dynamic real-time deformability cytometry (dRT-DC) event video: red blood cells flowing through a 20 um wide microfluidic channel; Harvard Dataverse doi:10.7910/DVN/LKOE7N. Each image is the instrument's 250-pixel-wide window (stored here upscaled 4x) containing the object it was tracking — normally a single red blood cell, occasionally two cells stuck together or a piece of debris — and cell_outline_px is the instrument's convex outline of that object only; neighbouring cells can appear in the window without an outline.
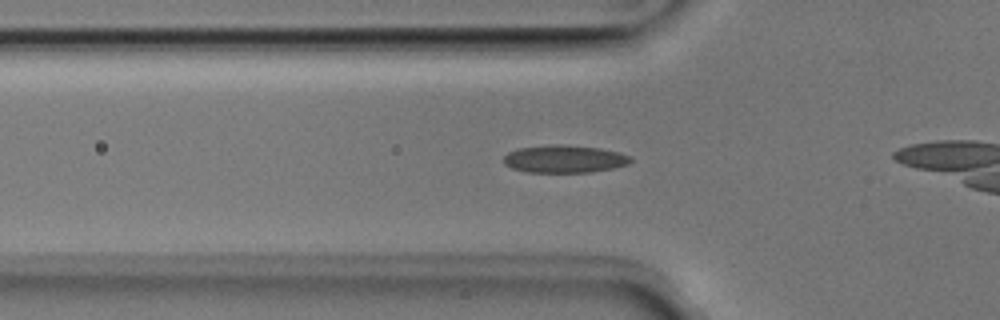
{"species": "Egyptian fruit bat (a non-hibernating species)", "species_latin": "Rousettus aegyptiacus", "temperature_condition": "room temperature", "stored_images_in_passage": 39, "camera_frame_rate_fps": 3000, "um_per_image_px": 0.085, "animal": {"sex": "male"}, "frame": {"image": 1, "passage_image": 15, "time_ms": 4.667, "image_size_px": [1000, 320], "cell_outline_px": [[632, 160], [628, 164], [612, 168], [592, 172], [528, 172], [512, 168], [504, 164], [504, 156], [508, 152], [516, 148], [548, 144], [564, 144], [600, 148], [620, 152], [632, 156]], "centroid_in_image_um": [47.97, 13.49], "position_along_channel_um": 77.8, "area_um2": 20.69}}
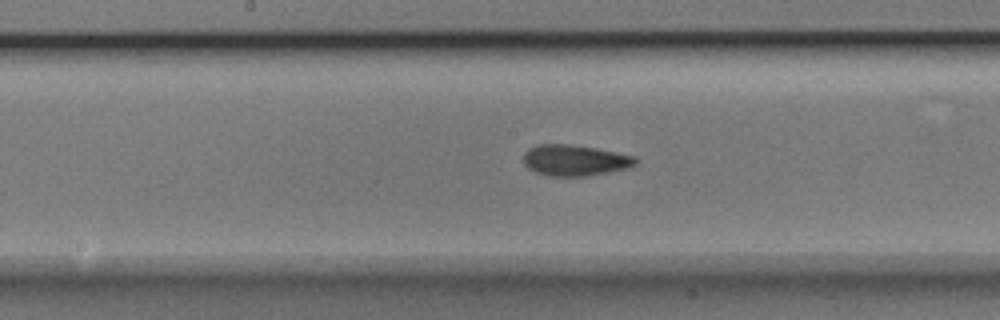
{"frame": {"image": 2, "passage_image": 24, "time_ms": 7.667, "image_size_px": [1000, 320], "cell_outline_px": [[636, 164], [628, 168], [608, 172], [584, 176], [548, 176], [536, 172], [528, 168], [524, 164], [524, 152], [528, 148], [540, 144], [572, 144], [596, 148], [636, 156]], "centroid_in_image_um": [48.85, 13.62], "position_along_channel_um": 199.4, "area_um2": 20.29}}
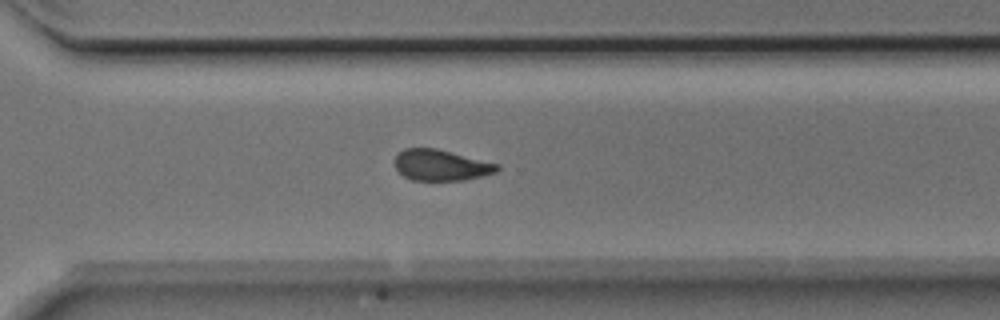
{"frame": {"image": 3, "passage_image": 34, "time_ms": 11.0, "image_size_px": [1000, 320], "cell_outline_px": [[500, 168], [496, 172], [464, 180], [412, 180], [404, 176], [392, 164], [392, 160], [404, 148], [436, 148], [500, 164]], "centroid_in_image_um": [37.46, 14.03], "position_along_channel_um": 333.1, "area_um2": 18.55}}